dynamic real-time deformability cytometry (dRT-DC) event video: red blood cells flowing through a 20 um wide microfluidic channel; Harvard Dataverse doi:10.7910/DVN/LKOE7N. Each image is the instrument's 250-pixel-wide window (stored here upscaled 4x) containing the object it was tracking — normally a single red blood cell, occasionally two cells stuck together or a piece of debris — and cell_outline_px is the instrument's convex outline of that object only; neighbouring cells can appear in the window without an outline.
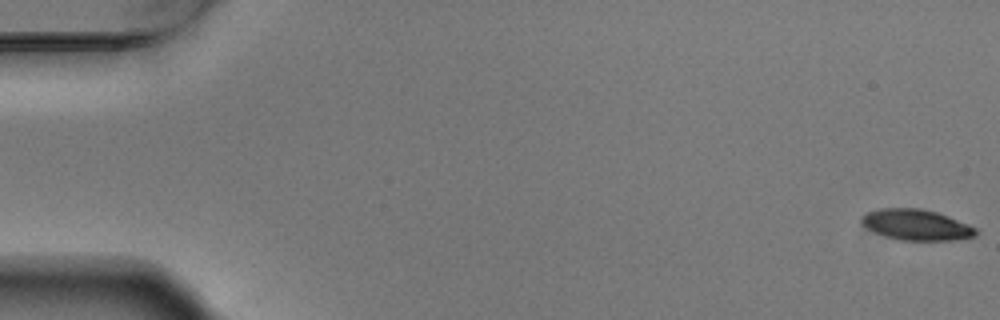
{"species": "Egyptian fruit bat (a non-hibernating species)", "species_latin": "Rousettus aegyptiacus", "temperature_condition": "warm", "stored_images_in_passage": 6, "camera_frame_rate_fps": 3000, "um_per_image_px": 0.085, "animal": {"sex": "male"}, "frame": {"image": 1, "passage_image": 1, "time_ms": 0.0, "image_size_px": [1000, 320], "cell_outline_px": [[980, 232], [976, 236], [952, 240], [900, 240], [876, 232], [860, 224], [860, 216], [864, 212], [880, 208], [920, 208], [936, 212], [948, 216], [968, 224], [976, 228]], "centroid_in_image_um": [77.87, 19.09], "position_along_channel_um": 7.1, "area_um2": 20.58}}
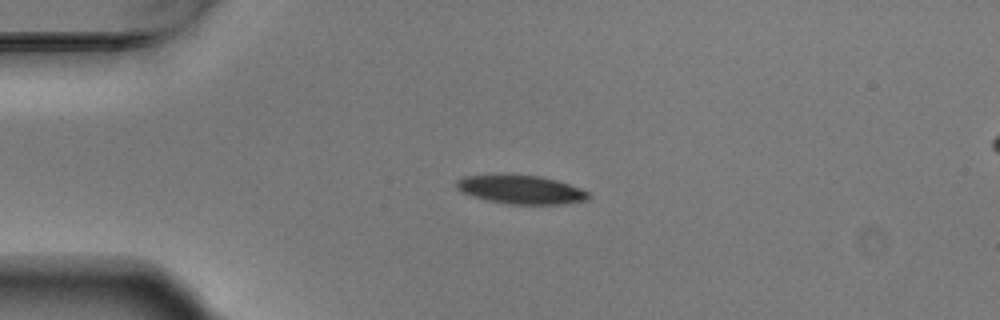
{"frame": {"image": 2, "passage_image": 4, "time_ms": 1.0, "image_size_px": [1000, 320], "cell_outline_px": [[588, 200], [564, 204], [508, 204], [488, 200], [472, 196], [456, 188], [456, 180], [464, 176], [504, 172], [540, 176], [556, 180], [580, 188], [588, 192]], "centroid_in_image_um": [44.23, 16.08], "position_along_channel_um": 40.8, "area_um2": 22.54}}
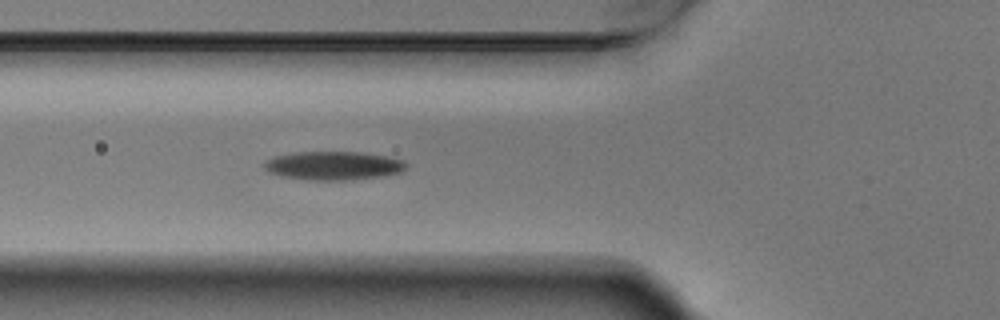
{"frame": {"image": 3, "passage_image": 6, "time_ms": 1.667, "image_size_px": [1000, 320], "cell_outline_px": [[408, 164], [400, 172], [380, 176], [348, 180], [308, 180], [284, 176], [272, 172], [264, 168], [264, 164], [268, 160], [276, 156], [300, 152], [356, 152], [388, 156], [404, 160]], "centroid_in_image_um": [28.39, 14.08], "position_along_channel_um": 97.4, "area_um2": 23.24}}